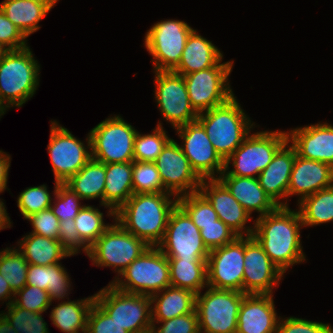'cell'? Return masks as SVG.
I'll use <instances>...</instances> for the list:
<instances>
[{"label": "cell", "instance_id": "cell-57", "mask_svg": "<svg viewBox=\"0 0 333 333\" xmlns=\"http://www.w3.org/2000/svg\"><path fill=\"white\" fill-rule=\"evenodd\" d=\"M8 51L7 48H5L2 44H0V61L2 60L5 53Z\"/></svg>", "mask_w": 333, "mask_h": 333}, {"label": "cell", "instance_id": "cell-38", "mask_svg": "<svg viewBox=\"0 0 333 333\" xmlns=\"http://www.w3.org/2000/svg\"><path fill=\"white\" fill-rule=\"evenodd\" d=\"M80 238L90 247L111 225L105 223L104 213L95 205L85 204L75 217Z\"/></svg>", "mask_w": 333, "mask_h": 333}, {"label": "cell", "instance_id": "cell-28", "mask_svg": "<svg viewBox=\"0 0 333 333\" xmlns=\"http://www.w3.org/2000/svg\"><path fill=\"white\" fill-rule=\"evenodd\" d=\"M62 263L40 266L29 264L26 285L47 291L51 302L70 300L73 290L71 275Z\"/></svg>", "mask_w": 333, "mask_h": 333}, {"label": "cell", "instance_id": "cell-58", "mask_svg": "<svg viewBox=\"0 0 333 333\" xmlns=\"http://www.w3.org/2000/svg\"><path fill=\"white\" fill-rule=\"evenodd\" d=\"M6 108L0 103V119L6 114Z\"/></svg>", "mask_w": 333, "mask_h": 333}, {"label": "cell", "instance_id": "cell-48", "mask_svg": "<svg viewBox=\"0 0 333 333\" xmlns=\"http://www.w3.org/2000/svg\"><path fill=\"white\" fill-rule=\"evenodd\" d=\"M25 220L30 222L32 231L40 236L59 240V219L55 216L51 208L32 214Z\"/></svg>", "mask_w": 333, "mask_h": 333}, {"label": "cell", "instance_id": "cell-18", "mask_svg": "<svg viewBox=\"0 0 333 333\" xmlns=\"http://www.w3.org/2000/svg\"><path fill=\"white\" fill-rule=\"evenodd\" d=\"M243 293L274 294L285 275L252 236H244ZM275 287V288H274Z\"/></svg>", "mask_w": 333, "mask_h": 333}, {"label": "cell", "instance_id": "cell-16", "mask_svg": "<svg viewBox=\"0 0 333 333\" xmlns=\"http://www.w3.org/2000/svg\"><path fill=\"white\" fill-rule=\"evenodd\" d=\"M174 130L196 174L202 180L218 178L224 171V160L215 151L202 124L195 120Z\"/></svg>", "mask_w": 333, "mask_h": 333}, {"label": "cell", "instance_id": "cell-7", "mask_svg": "<svg viewBox=\"0 0 333 333\" xmlns=\"http://www.w3.org/2000/svg\"><path fill=\"white\" fill-rule=\"evenodd\" d=\"M150 246L142 239L124 230L115 220L105 232L90 246L87 257L92 265L109 267L115 278L132 261L140 257Z\"/></svg>", "mask_w": 333, "mask_h": 333}, {"label": "cell", "instance_id": "cell-56", "mask_svg": "<svg viewBox=\"0 0 333 333\" xmlns=\"http://www.w3.org/2000/svg\"><path fill=\"white\" fill-rule=\"evenodd\" d=\"M47 5L50 9L54 8L60 0H32Z\"/></svg>", "mask_w": 333, "mask_h": 333}, {"label": "cell", "instance_id": "cell-52", "mask_svg": "<svg viewBox=\"0 0 333 333\" xmlns=\"http://www.w3.org/2000/svg\"><path fill=\"white\" fill-rule=\"evenodd\" d=\"M11 156L7 152L0 150V194L8 189L9 169L11 167Z\"/></svg>", "mask_w": 333, "mask_h": 333}, {"label": "cell", "instance_id": "cell-8", "mask_svg": "<svg viewBox=\"0 0 333 333\" xmlns=\"http://www.w3.org/2000/svg\"><path fill=\"white\" fill-rule=\"evenodd\" d=\"M94 295L95 302L129 333L151 332L150 296L119 290L110 282Z\"/></svg>", "mask_w": 333, "mask_h": 333}, {"label": "cell", "instance_id": "cell-53", "mask_svg": "<svg viewBox=\"0 0 333 333\" xmlns=\"http://www.w3.org/2000/svg\"><path fill=\"white\" fill-rule=\"evenodd\" d=\"M15 293L12 291L8 282L0 274V305L6 304V307L13 302ZM5 302V303H4Z\"/></svg>", "mask_w": 333, "mask_h": 333}, {"label": "cell", "instance_id": "cell-50", "mask_svg": "<svg viewBox=\"0 0 333 333\" xmlns=\"http://www.w3.org/2000/svg\"><path fill=\"white\" fill-rule=\"evenodd\" d=\"M61 245L73 256L89 252V246L80 238L74 219L60 221L59 240Z\"/></svg>", "mask_w": 333, "mask_h": 333}, {"label": "cell", "instance_id": "cell-30", "mask_svg": "<svg viewBox=\"0 0 333 333\" xmlns=\"http://www.w3.org/2000/svg\"><path fill=\"white\" fill-rule=\"evenodd\" d=\"M95 302V295L82 299L58 301L51 308L49 318L58 330L63 333H86L87 319L91 307Z\"/></svg>", "mask_w": 333, "mask_h": 333}, {"label": "cell", "instance_id": "cell-17", "mask_svg": "<svg viewBox=\"0 0 333 333\" xmlns=\"http://www.w3.org/2000/svg\"><path fill=\"white\" fill-rule=\"evenodd\" d=\"M244 236L209 252L207 284L214 289L243 292Z\"/></svg>", "mask_w": 333, "mask_h": 333}, {"label": "cell", "instance_id": "cell-25", "mask_svg": "<svg viewBox=\"0 0 333 333\" xmlns=\"http://www.w3.org/2000/svg\"><path fill=\"white\" fill-rule=\"evenodd\" d=\"M218 179L251 217L255 212L256 218L264 216L278 207L260 186L258 178L220 175Z\"/></svg>", "mask_w": 333, "mask_h": 333}, {"label": "cell", "instance_id": "cell-15", "mask_svg": "<svg viewBox=\"0 0 333 333\" xmlns=\"http://www.w3.org/2000/svg\"><path fill=\"white\" fill-rule=\"evenodd\" d=\"M168 259H207L200 230L177 204L171 211L165 235L157 246Z\"/></svg>", "mask_w": 333, "mask_h": 333}, {"label": "cell", "instance_id": "cell-33", "mask_svg": "<svg viewBox=\"0 0 333 333\" xmlns=\"http://www.w3.org/2000/svg\"><path fill=\"white\" fill-rule=\"evenodd\" d=\"M133 194L132 162L106 164L104 205L116 212Z\"/></svg>", "mask_w": 333, "mask_h": 333}, {"label": "cell", "instance_id": "cell-4", "mask_svg": "<svg viewBox=\"0 0 333 333\" xmlns=\"http://www.w3.org/2000/svg\"><path fill=\"white\" fill-rule=\"evenodd\" d=\"M41 64L28 45L8 50L0 61V103L6 108H21L36 94Z\"/></svg>", "mask_w": 333, "mask_h": 333}, {"label": "cell", "instance_id": "cell-51", "mask_svg": "<svg viewBox=\"0 0 333 333\" xmlns=\"http://www.w3.org/2000/svg\"><path fill=\"white\" fill-rule=\"evenodd\" d=\"M0 44L8 50H18L27 47L28 39L5 16L0 9Z\"/></svg>", "mask_w": 333, "mask_h": 333}, {"label": "cell", "instance_id": "cell-23", "mask_svg": "<svg viewBox=\"0 0 333 333\" xmlns=\"http://www.w3.org/2000/svg\"><path fill=\"white\" fill-rule=\"evenodd\" d=\"M274 294H246L238 313L236 333H277L278 316Z\"/></svg>", "mask_w": 333, "mask_h": 333}, {"label": "cell", "instance_id": "cell-49", "mask_svg": "<svg viewBox=\"0 0 333 333\" xmlns=\"http://www.w3.org/2000/svg\"><path fill=\"white\" fill-rule=\"evenodd\" d=\"M86 333H129L116 323L96 302L90 309Z\"/></svg>", "mask_w": 333, "mask_h": 333}, {"label": "cell", "instance_id": "cell-27", "mask_svg": "<svg viewBox=\"0 0 333 333\" xmlns=\"http://www.w3.org/2000/svg\"><path fill=\"white\" fill-rule=\"evenodd\" d=\"M106 164L90 159L75 175L64 184L84 200H99V208L104 207L107 217L115 220V212L104 205Z\"/></svg>", "mask_w": 333, "mask_h": 333}, {"label": "cell", "instance_id": "cell-3", "mask_svg": "<svg viewBox=\"0 0 333 333\" xmlns=\"http://www.w3.org/2000/svg\"><path fill=\"white\" fill-rule=\"evenodd\" d=\"M197 120L224 161L259 126L246 114L236 95L220 106L199 113Z\"/></svg>", "mask_w": 333, "mask_h": 333}, {"label": "cell", "instance_id": "cell-32", "mask_svg": "<svg viewBox=\"0 0 333 333\" xmlns=\"http://www.w3.org/2000/svg\"><path fill=\"white\" fill-rule=\"evenodd\" d=\"M0 9L27 39L40 30V21L51 11L47 5L32 0H3Z\"/></svg>", "mask_w": 333, "mask_h": 333}, {"label": "cell", "instance_id": "cell-5", "mask_svg": "<svg viewBox=\"0 0 333 333\" xmlns=\"http://www.w3.org/2000/svg\"><path fill=\"white\" fill-rule=\"evenodd\" d=\"M287 141V130L268 129L251 132L224 161V171L221 175L258 178Z\"/></svg>", "mask_w": 333, "mask_h": 333}, {"label": "cell", "instance_id": "cell-35", "mask_svg": "<svg viewBox=\"0 0 333 333\" xmlns=\"http://www.w3.org/2000/svg\"><path fill=\"white\" fill-rule=\"evenodd\" d=\"M297 210L304 228L333 222V186L303 198Z\"/></svg>", "mask_w": 333, "mask_h": 333}, {"label": "cell", "instance_id": "cell-54", "mask_svg": "<svg viewBox=\"0 0 333 333\" xmlns=\"http://www.w3.org/2000/svg\"><path fill=\"white\" fill-rule=\"evenodd\" d=\"M13 222L9 213H7V207L5 205L4 199L0 198V231L12 228Z\"/></svg>", "mask_w": 333, "mask_h": 333}, {"label": "cell", "instance_id": "cell-11", "mask_svg": "<svg viewBox=\"0 0 333 333\" xmlns=\"http://www.w3.org/2000/svg\"><path fill=\"white\" fill-rule=\"evenodd\" d=\"M193 29L184 20L170 18L150 26L144 35L143 45L152 56V71H173L178 66Z\"/></svg>", "mask_w": 333, "mask_h": 333}, {"label": "cell", "instance_id": "cell-9", "mask_svg": "<svg viewBox=\"0 0 333 333\" xmlns=\"http://www.w3.org/2000/svg\"><path fill=\"white\" fill-rule=\"evenodd\" d=\"M137 132L120 114H111L88 132L92 159L104 164L133 162Z\"/></svg>", "mask_w": 333, "mask_h": 333}, {"label": "cell", "instance_id": "cell-37", "mask_svg": "<svg viewBox=\"0 0 333 333\" xmlns=\"http://www.w3.org/2000/svg\"><path fill=\"white\" fill-rule=\"evenodd\" d=\"M159 120L151 133L137 132L134 140V161L154 162L165 145L172 139Z\"/></svg>", "mask_w": 333, "mask_h": 333}, {"label": "cell", "instance_id": "cell-10", "mask_svg": "<svg viewBox=\"0 0 333 333\" xmlns=\"http://www.w3.org/2000/svg\"><path fill=\"white\" fill-rule=\"evenodd\" d=\"M246 294L209 286L196 294L195 311L200 333H236L238 313Z\"/></svg>", "mask_w": 333, "mask_h": 333}, {"label": "cell", "instance_id": "cell-6", "mask_svg": "<svg viewBox=\"0 0 333 333\" xmlns=\"http://www.w3.org/2000/svg\"><path fill=\"white\" fill-rule=\"evenodd\" d=\"M110 283L119 290L151 297L171 286L168 258L158 247H149Z\"/></svg>", "mask_w": 333, "mask_h": 333}, {"label": "cell", "instance_id": "cell-26", "mask_svg": "<svg viewBox=\"0 0 333 333\" xmlns=\"http://www.w3.org/2000/svg\"><path fill=\"white\" fill-rule=\"evenodd\" d=\"M224 54L212 41L193 29L189 34L184 47L181 60L173 72L186 75L195 71L205 70L215 67Z\"/></svg>", "mask_w": 333, "mask_h": 333}, {"label": "cell", "instance_id": "cell-40", "mask_svg": "<svg viewBox=\"0 0 333 333\" xmlns=\"http://www.w3.org/2000/svg\"><path fill=\"white\" fill-rule=\"evenodd\" d=\"M0 313L9 321L17 333H50L43 313H36L10 303Z\"/></svg>", "mask_w": 333, "mask_h": 333}, {"label": "cell", "instance_id": "cell-12", "mask_svg": "<svg viewBox=\"0 0 333 333\" xmlns=\"http://www.w3.org/2000/svg\"><path fill=\"white\" fill-rule=\"evenodd\" d=\"M50 122L47 152L51 171L55 181L64 184L92 158L90 135L88 133L84 141L79 140L58 120Z\"/></svg>", "mask_w": 333, "mask_h": 333}, {"label": "cell", "instance_id": "cell-47", "mask_svg": "<svg viewBox=\"0 0 333 333\" xmlns=\"http://www.w3.org/2000/svg\"><path fill=\"white\" fill-rule=\"evenodd\" d=\"M200 234L209 251L231 243L238 237L232 229L219 219L215 221V224L203 226Z\"/></svg>", "mask_w": 333, "mask_h": 333}, {"label": "cell", "instance_id": "cell-36", "mask_svg": "<svg viewBox=\"0 0 333 333\" xmlns=\"http://www.w3.org/2000/svg\"><path fill=\"white\" fill-rule=\"evenodd\" d=\"M29 264L16 245L0 250V274L16 293L26 285Z\"/></svg>", "mask_w": 333, "mask_h": 333}, {"label": "cell", "instance_id": "cell-22", "mask_svg": "<svg viewBox=\"0 0 333 333\" xmlns=\"http://www.w3.org/2000/svg\"><path fill=\"white\" fill-rule=\"evenodd\" d=\"M333 186V167L327 163L301 158L296 154L287 191L289 198L296 196L297 203L319 190Z\"/></svg>", "mask_w": 333, "mask_h": 333}, {"label": "cell", "instance_id": "cell-13", "mask_svg": "<svg viewBox=\"0 0 333 333\" xmlns=\"http://www.w3.org/2000/svg\"><path fill=\"white\" fill-rule=\"evenodd\" d=\"M234 60L223 59L205 70L183 75L191 106L199 114L226 103L235 95L230 78Z\"/></svg>", "mask_w": 333, "mask_h": 333}, {"label": "cell", "instance_id": "cell-44", "mask_svg": "<svg viewBox=\"0 0 333 333\" xmlns=\"http://www.w3.org/2000/svg\"><path fill=\"white\" fill-rule=\"evenodd\" d=\"M13 303L20 308L32 312L47 313L52 302L47 291L38 287L25 285L15 293Z\"/></svg>", "mask_w": 333, "mask_h": 333}, {"label": "cell", "instance_id": "cell-29", "mask_svg": "<svg viewBox=\"0 0 333 333\" xmlns=\"http://www.w3.org/2000/svg\"><path fill=\"white\" fill-rule=\"evenodd\" d=\"M196 294L169 286L151 296L152 321H165L195 311Z\"/></svg>", "mask_w": 333, "mask_h": 333}, {"label": "cell", "instance_id": "cell-41", "mask_svg": "<svg viewBox=\"0 0 333 333\" xmlns=\"http://www.w3.org/2000/svg\"><path fill=\"white\" fill-rule=\"evenodd\" d=\"M178 205L199 230L205 225L215 224V221L219 219L211 203L200 191L179 196Z\"/></svg>", "mask_w": 333, "mask_h": 333}, {"label": "cell", "instance_id": "cell-24", "mask_svg": "<svg viewBox=\"0 0 333 333\" xmlns=\"http://www.w3.org/2000/svg\"><path fill=\"white\" fill-rule=\"evenodd\" d=\"M296 154L295 148L287 141L258 176L260 186L277 206H287V191Z\"/></svg>", "mask_w": 333, "mask_h": 333}, {"label": "cell", "instance_id": "cell-20", "mask_svg": "<svg viewBox=\"0 0 333 333\" xmlns=\"http://www.w3.org/2000/svg\"><path fill=\"white\" fill-rule=\"evenodd\" d=\"M199 191L211 203L219 220L238 236L253 234L254 217H251L218 178L203 179ZM248 222H253V224Z\"/></svg>", "mask_w": 333, "mask_h": 333}, {"label": "cell", "instance_id": "cell-19", "mask_svg": "<svg viewBox=\"0 0 333 333\" xmlns=\"http://www.w3.org/2000/svg\"><path fill=\"white\" fill-rule=\"evenodd\" d=\"M154 163L169 193L179 197L199 191L202 179L192 169L181 146L173 137Z\"/></svg>", "mask_w": 333, "mask_h": 333}, {"label": "cell", "instance_id": "cell-1", "mask_svg": "<svg viewBox=\"0 0 333 333\" xmlns=\"http://www.w3.org/2000/svg\"><path fill=\"white\" fill-rule=\"evenodd\" d=\"M301 229L304 226L297 208L278 206L273 212L255 218L252 236L285 274L289 273L290 267L308 260L303 250Z\"/></svg>", "mask_w": 333, "mask_h": 333}, {"label": "cell", "instance_id": "cell-39", "mask_svg": "<svg viewBox=\"0 0 333 333\" xmlns=\"http://www.w3.org/2000/svg\"><path fill=\"white\" fill-rule=\"evenodd\" d=\"M54 191L48 190L46 184L27 187L18 194L17 207L24 220L32 214L50 208L56 189L60 183L54 180Z\"/></svg>", "mask_w": 333, "mask_h": 333}, {"label": "cell", "instance_id": "cell-14", "mask_svg": "<svg viewBox=\"0 0 333 333\" xmlns=\"http://www.w3.org/2000/svg\"><path fill=\"white\" fill-rule=\"evenodd\" d=\"M154 98L161 118L176 129L197 120L198 113L191 106L183 75L173 71H152Z\"/></svg>", "mask_w": 333, "mask_h": 333}, {"label": "cell", "instance_id": "cell-2", "mask_svg": "<svg viewBox=\"0 0 333 333\" xmlns=\"http://www.w3.org/2000/svg\"><path fill=\"white\" fill-rule=\"evenodd\" d=\"M178 197L171 193L133 194L115 212V221L127 232L157 247L163 240Z\"/></svg>", "mask_w": 333, "mask_h": 333}, {"label": "cell", "instance_id": "cell-21", "mask_svg": "<svg viewBox=\"0 0 333 333\" xmlns=\"http://www.w3.org/2000/svg\"><path fill=\"white\" fill-rule=\"evenodd\" d=\"M287 135L298 156L333 167V124L326 121L291 128Z\"/></svg>", "mask_w": 333, "mask_h": 333}, {"label": "cell", "instance_id": "cell-55", "mask_svg": "<svg viewBox=\"0 0 333 333\" xmlns=\"http://www.w3.org/2000/svg\"><path fill=\"white\" fill-rule=\"evenodd\" d=\"M0 333H17L9 321L0 313Z\"/></svg>", "mask_w": 333, "mask_h": 333}, {"label": "cell", "instance_id": "cell-46", "mask_svg": "<svg viewBox=\"0 0 333 333\" xmlns=\"http://www.w3.org/2000/svg\"><path fill=\"white\" fill-rule=\"evenodd\" d=\"M277 333H333V326L295 316L280 317Z\"/></svg>", "mask_w": 333, "mask_h": 333}, {"label": "cell", "instance_id": "cell-45", "mask_svg": "<svg viewBox=\"0 0 333 333\" xmlns=\"http://www.w3.org/2000/svg\"><path fill=\"white\" fill-rule=\"evenodd\" d=\"M150 333H200L196 311L165 321H152Z\"/></svg>", "mask_w": 333, "mask_h": 333}, {"label": "cell", "instance_id": "cell-34", "mask_svg": "<svg viewBox=\"0 0 333 333\" xmlns=\"http://www.w3.org/2000/svg\"><path fill=\"white\" fill-rule=\"evenodd\" d=\"M171 286L193 291L204 290L207 284V259H168Z\"/></svg>", "mask_w": 333, "mask_h": 333}, {"label": "cell", "instance_id": "cell-43", "mask_svg": "<svg viewBox=\"0 0 333 333\" xmlns=\"http://www.w3.org/2000/svg\"><path fill=\"white\" fill-rule=\"evenodd\" d=\"M81 201V202H80ZM82 199L65 184H59L53 197L51 210L59 221L75 219L85 205Z\"/></svg>", "mask_w": 333, "mask_h": 333}, {"label": "cell", "instance_id": "cell-31", "mask_svg": "<svg viewBox=\"0 0 333 333\" xmlns=\"http://www.w3.org/2000/svg\"><path fill=\"white\" fill-rule=\"evenodd\" d=\"M17 249L23 254L28 264L55 265L71 255L56 239L46 238L34 233H26L17 240Z\"/></svg>", "mask_w": 333, "mask_h": 333}, {"label": "cell", "instance_id": "cell-42", "mask_svg": "<svg viewBox=\"0 0 333 333\" xmlns=\"http://www.w3.org/2000/svg\"><path fill=\"white\" fill-rule=\"evenodd\" d=\"M132 185L134 194L169 193L154 162H132Z\"/></svg>", "mask_w": 333, "mask_h": 333}]
</instances>
